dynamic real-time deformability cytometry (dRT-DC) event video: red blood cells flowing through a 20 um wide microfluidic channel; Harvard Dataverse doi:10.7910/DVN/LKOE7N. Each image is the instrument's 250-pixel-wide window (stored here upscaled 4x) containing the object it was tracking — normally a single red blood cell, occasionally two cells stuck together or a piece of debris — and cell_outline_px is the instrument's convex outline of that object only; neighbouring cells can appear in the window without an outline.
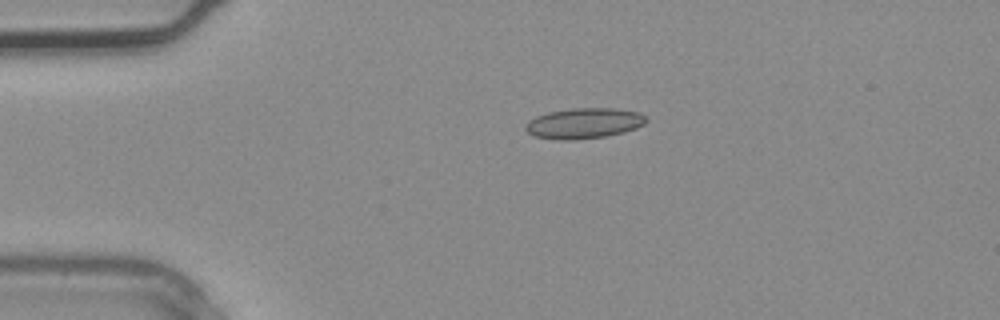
{"species": "common noctule bat (a hibernating species)", "species_latin": "Nyctalus noctula", "temperature_condition": "warm", "stored_images_in_passage": 2, "camera_frame_rate_fps": 3000, "um_per_image_px": 0.085, "animal": {"sex": "male", "body_mass_g": 20.4}, "frame": {"image": 1, "passage_image": 1, "time_ms": 0.0, "image_size_px": [1000, 320], "cell_outline_px": [[648, 120], [644, 124], [636, 128], [624, 132], [604, 136], [576, 140], [556, 140], [532, 136], [524, 128], [524, 124], [528, 120], [536, 116], [548, 112], [572, 108], [612, 108], [640, 112]], "centroid_in_image_um": [49.59, 10.48], "position_along_channel_um": 35.4, "area_um2": 21.68}}
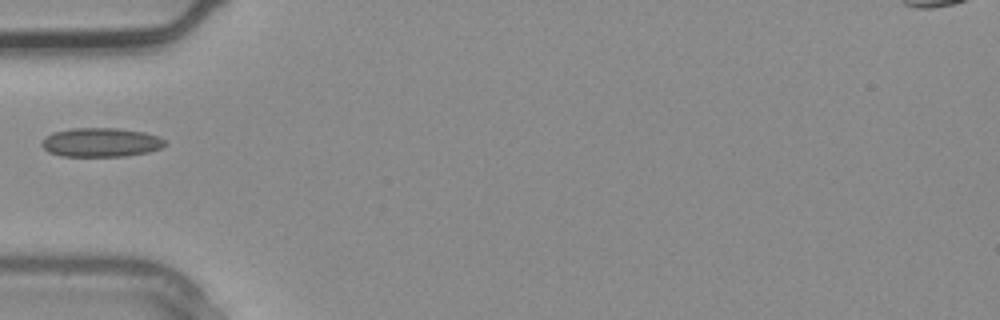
{"frame": {"image": 2, "passage_image": 2, "time_ms": 0.333, "image_size_px": [1000, 320], "cell_outline_px": [[168, 144], [160, 148], [148, 152], [124, 156], [60, 156], [48, 152], [40, 144], [44, 136], [52, 132], [72, 128], [116, 128], [144, 132], [156, 136], [164, 140]], "centroid_in_image_um": [8.53, 12.1], "position_along_channel_um": 76.5, "area_um2": 20.92}}